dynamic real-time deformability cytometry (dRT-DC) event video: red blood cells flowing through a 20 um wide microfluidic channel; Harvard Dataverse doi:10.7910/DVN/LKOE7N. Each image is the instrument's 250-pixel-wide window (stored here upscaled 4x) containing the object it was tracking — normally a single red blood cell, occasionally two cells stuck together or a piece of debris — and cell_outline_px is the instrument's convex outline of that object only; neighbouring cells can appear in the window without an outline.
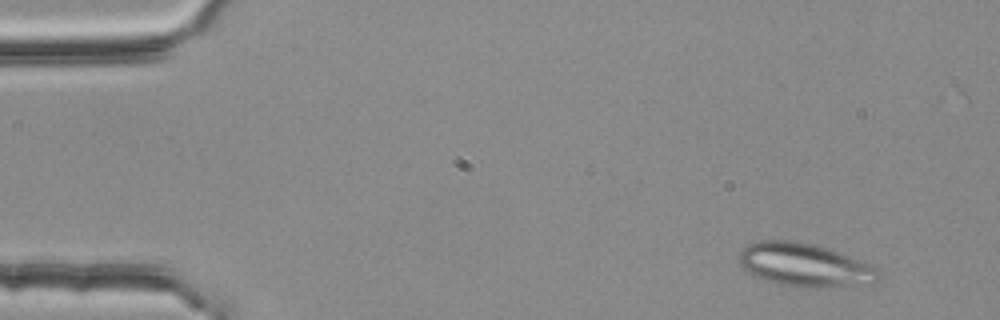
{"species": "common noctule bat (a hibernating species)", "species_latin": "Nyctalus noctula", "temperature_condition": "room temperature", "stored_images_in_passage": 3, "camera_frame_rate_fps": 3000, "um_per_image_px": 0.085, "animal": {"sex": "female", "body_mass_g": 25.1}, "frame": {"image": 1, "passage_image": 1, "time_ms": 0.0, "image_size_px": [1000, 320], "cell_outline_px": [[880, 276], [876, 284], [840, 288], [800, 288], [780, 284], [752, 276], [740, 264], [740, 252], [748, 244], [760, 240], [792, 240], [812, 244], [828, 248], [840, 252], [868, 264], [876, 268]], "centroid_in_image_um": [68.45, 22.56], "position_along_channel_um": 16.6, "area_um2": 35.78}}